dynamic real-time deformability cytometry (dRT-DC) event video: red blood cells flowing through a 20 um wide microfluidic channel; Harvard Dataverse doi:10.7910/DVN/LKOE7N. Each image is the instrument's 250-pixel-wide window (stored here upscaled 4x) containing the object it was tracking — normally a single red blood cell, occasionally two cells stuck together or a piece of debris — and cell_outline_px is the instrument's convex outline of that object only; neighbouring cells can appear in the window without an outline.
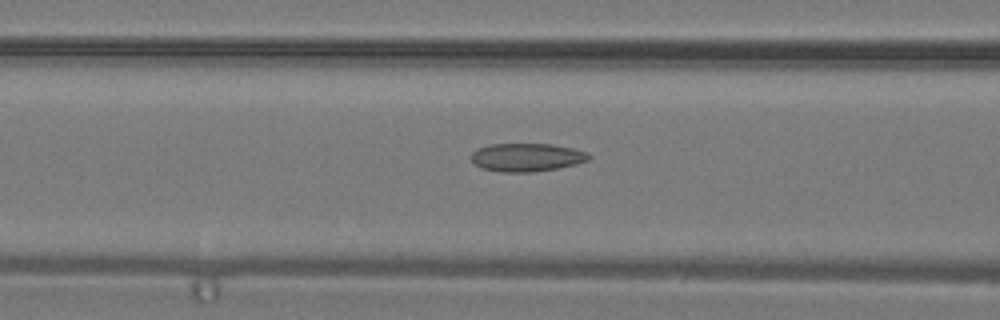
{"species": "common noctule bat (a hibernating species)", "species_latin": "Nyctalus noctula", "temperature_condition": "warm", "stored_images_in_passage": 37, "camera_frame_rate_fps": 3000, "um_per_image_px": 0.085, "animal": {"sex": "male", "body_mass_g": 19.2, "forearm_length_mm": 51.8}, "frame": {"image": 1, "passage_image": 16, "time_ms": 5.0, "image_size_px": [1000, 320], "cell_outline_px": [[592, 156], [588, 160], [576, 164], [556, 168], [532, 172], [500, 172], [484, 168], [476, 164], [472, 160], [472, 152], [476, 148], [492, 144], [552, 144], [572, 148], [588, 152]], "centroid_in_image_um": [44.79, 13.36], "position_along_channel_um": 121.8, "area_um2": 19.25}}
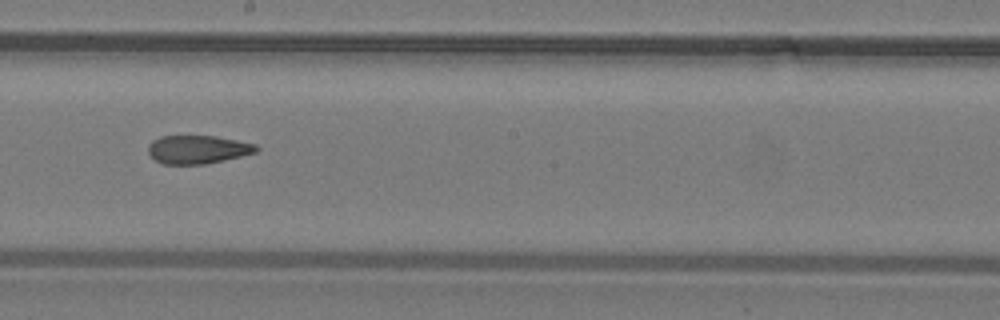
{"frame": {"image": 2, "passage_image": 22, "time_ms": 7.0, "image_size_px": [1000, 320], "cell_outline_px": [[260, 148], [256, 152], [224, 160], [204, 164], [164, 164], [156, 160], [148, 152], [148, 144], [152, 140], [160, 136], [216, 136], [256, 144]], "centroid_in_image_um": [16.8, 12.7], "position_along_channel_um": 231.4, "area_um2": 17.8}}
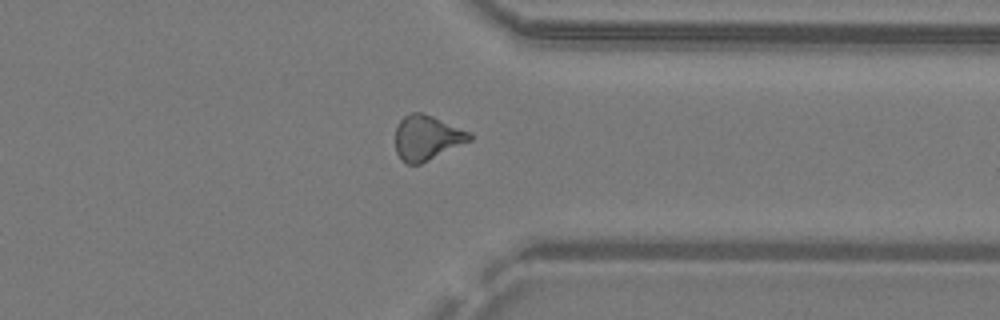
{"frame": {"image": 3, "passage_image": 30, "time_ms": 9.667, "image_size_px": [1000, 320], "cell_outline_px": [[472, 140], [420, 164], [408, 164], [400, 160], [396, 152], [396, 128], [400, 120], [404, 116], [412, 112], [420, 112], [432, 116], [472, 132]], "centroid_in_image_um": [36.29, 11.71], "position_along_channel_um": 375.1, "area_um2": 19.42}}